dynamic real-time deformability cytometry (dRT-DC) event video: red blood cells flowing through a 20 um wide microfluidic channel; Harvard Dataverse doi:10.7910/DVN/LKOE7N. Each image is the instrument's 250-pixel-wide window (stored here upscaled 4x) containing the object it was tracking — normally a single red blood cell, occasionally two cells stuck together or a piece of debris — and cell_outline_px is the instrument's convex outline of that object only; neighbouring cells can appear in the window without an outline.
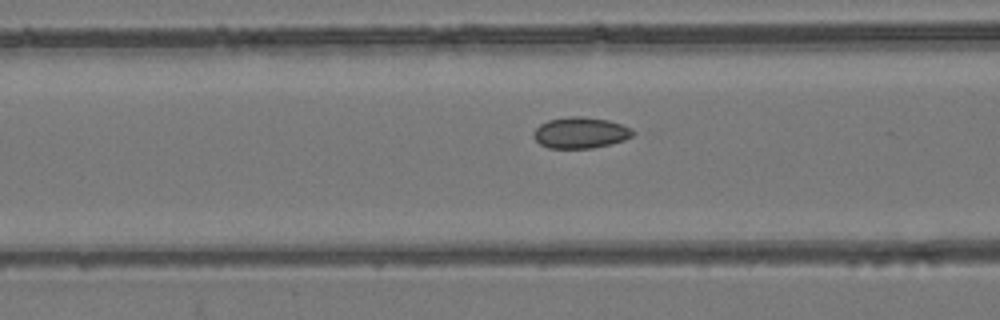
{"species": "common noctule bat (a hibernating species)", "species_latin": "Nyctalus noctula", "temperature_condition": "room temperature", "stored_images_in_passage": 34, "camera_frame_rate_fps": 3000, "um_per_image_px": 0.085, "animal": {"sex": "female", "body_mass_g": 24.6, "forearm_length_mm": 56.2}, "frame": {"image": 1, "passage_image": 12, "time_ms": 3.667, "image_size_px": [1000, 320], "cell_outline_px": [[636, 132], [632, 136], [624, 140], [592, 148], [548, 148], [540, 144], [532, 136], [532, 132], [540, 124], [548, 120], [568, 116], [580, 116], [608, 120], [632, 128]], "centroid_in_image_um": [49.32, 11.28], "position_along_channel_um": 117.3, "area_um2": 18.03}}
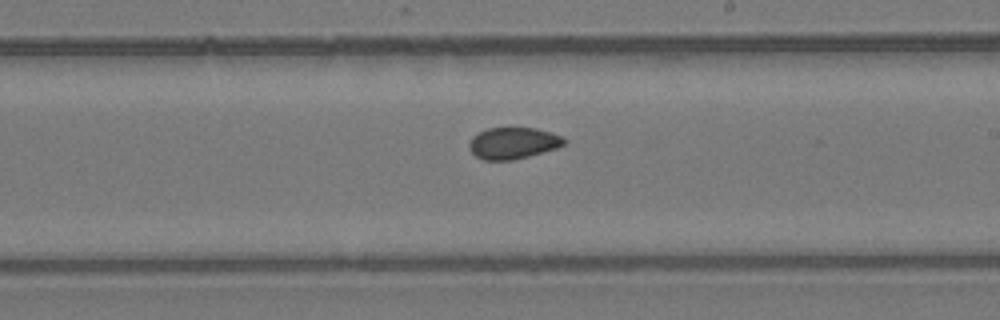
{"frame": {"image": 2, "passage_image": 22, "time_ms": 7.0, "image_size_px": [1000, 320], "cell_outline_px": [[568, 140], [564, 144], [556, 148], [528, 156], [512, 160], [484, 160], [476, 156], [468, 148], [468, 144], [472, 136], [488, 128], [536, 128], [560, 136]], "centroid_in_image_um": [43.58, 12.17], "position_along_channel_um": 245.4, "area_um2": 17.28}}
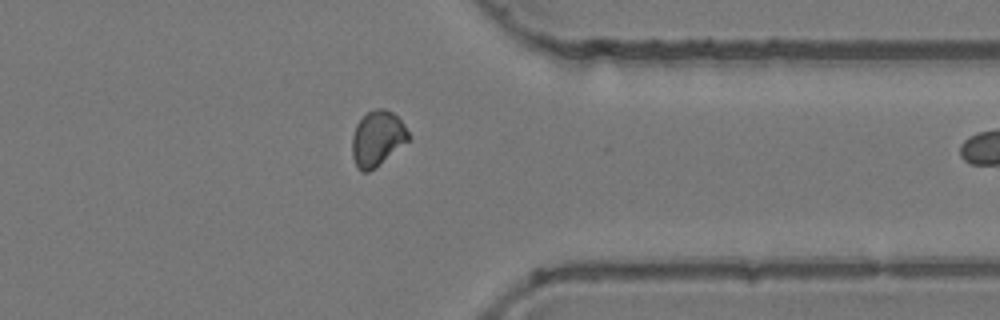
{"frame": {"image": 3, "passage_image": 33, "time_ms": 10.667, "image_size_px": [1000, 320], "cell_outline_px": [[412, 140], [376, 168], [368, 172], [364, 172], [356, 168], [352, 156], [352, 136], [356, 124], [368, 112], [376, 108], [384, 108], [392, 112], [404, 124], [412, 136]], "centroid_in_image_um": [32.12, 11.8], "position_along_channel_um": 379.3, "area_um2": 18.67}}